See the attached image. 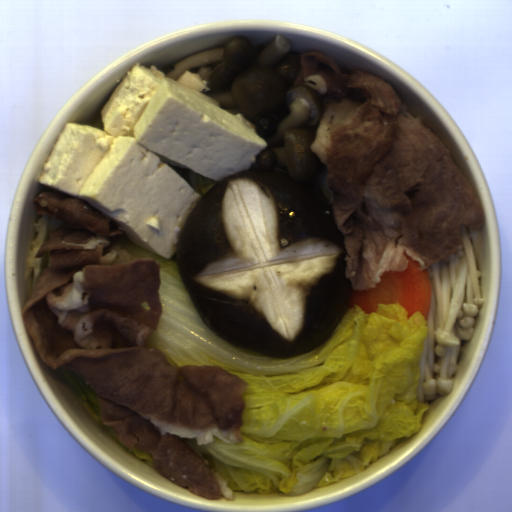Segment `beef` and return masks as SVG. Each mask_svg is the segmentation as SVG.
<instances>
[{
  "label": "beef",
  "instance_id": "1",
  "mask_svg": "<svg viewBox=\"0 0 512 512\" xmlns=\"http://www.w3.org/2000/svg\"><path fill=\"white\" fill-rule=\"evenodd\" d=\"M37 215L63 220L36 258L49 252L21 308L45 365L72 370L97 394L103 425L129 450L150 455L157 473L194 495L233 502L234 492L188 441L244 440L241 377L220 366H174L147 345L162 312L160 264L135 258L128 236L87 201L58 190L33 198Z\"/></svg>",
  "mask_w": 512,
  "mask_h": 512
},
{
  "label": "beef",
  "instance_id": "2",
  "mask_svg": "<svg viewBox=\"0 0 512 512\" xmlns=\"http://www.w3.org/2000/svg\"><path fill=\"white\" fill-rule=\"evenodd\" d=\"M295 85L318 91L324 114L309 149L323 165L309 182L325 194L344 236L356 291L387 271L438 265L484 223L480 199L441 140L383 77L344 74L332 58L301 54Z\"/></svg>",
  "mask_w": 512,
  "mask_h": 512
}]
</instances>
